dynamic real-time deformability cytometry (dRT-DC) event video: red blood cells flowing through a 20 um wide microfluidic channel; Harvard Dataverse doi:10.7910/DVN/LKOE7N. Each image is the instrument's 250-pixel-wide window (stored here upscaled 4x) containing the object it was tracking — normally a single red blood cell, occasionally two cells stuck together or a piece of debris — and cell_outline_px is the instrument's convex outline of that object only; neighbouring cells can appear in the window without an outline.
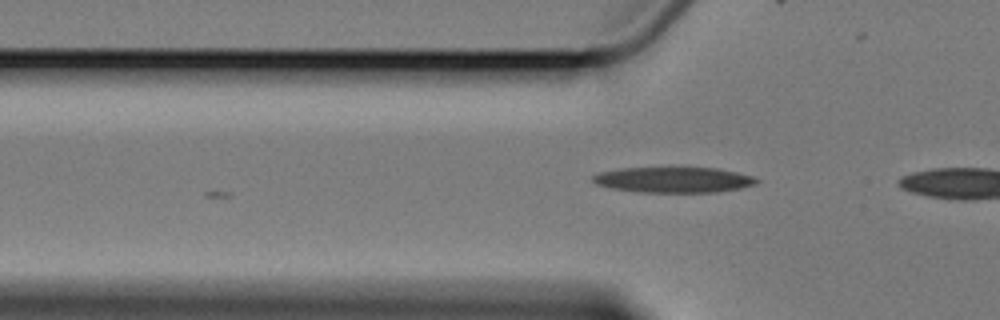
{"species": "Egyptian fruit bat (a non-hibernating species)", "species_latin": "Rousettus aegyptiacus", "temperature_condition": "cold", "stored_images_in_passage": 7, "camera_frame_rate_fps": 3000, "um_per_image_px": 0.085, "animal": {"sex": "female"}, "frame": {"image": 1, "passage_image": 7, "time_ms": 7.0, "image_size_px": [1000, 320], "cell_outline_px": [[760, 180], [756, 184], [740, 188], [720, 192], [640, 192], [612, 188], [596, 184], [592, 180], [592, 176], [596, 172], [620, 168], [716, 168], [736, 172], [752, 176]], "centroid_in_image_um": [57.23, 15.28], "position_along_channel_um": 68.6, "area_um2": 24.39}}